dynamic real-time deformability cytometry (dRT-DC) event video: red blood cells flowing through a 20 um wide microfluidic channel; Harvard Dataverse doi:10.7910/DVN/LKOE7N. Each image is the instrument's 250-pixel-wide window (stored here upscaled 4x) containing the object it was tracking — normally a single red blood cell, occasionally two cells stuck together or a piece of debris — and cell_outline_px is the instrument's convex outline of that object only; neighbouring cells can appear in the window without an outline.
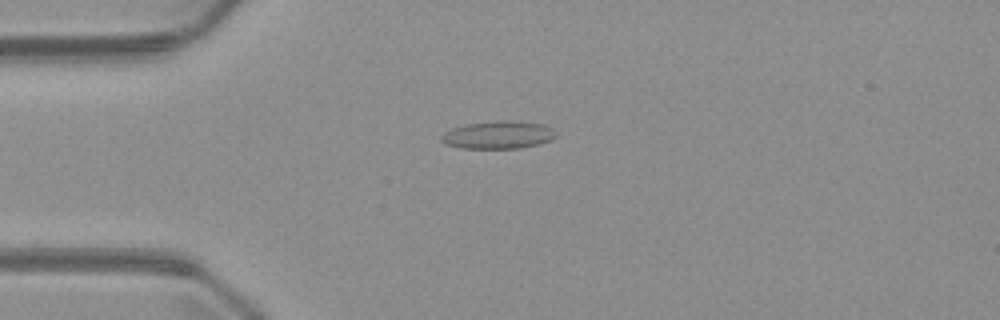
{"species": "common noctule bat (a hibernating species)", "species_latin": "Nyctalus noctula", "temperature_condition": "warm", "stored_images_in_passage": 4, "camera_frame_rate_fps": 3000, "um_per_image_px": 0.085, "animal": {"sex": "male", "body_mass_g": 23.1, "forearm_length_mm": 52.7}, "frame": {"image": 1, "passage_image": 4, "time_ms": 4.333, "image_size_px": [1000, 320], "cell_outline_px": [[556, 136], [540, 144], [520, 148], [460, 148], [444, 144], [440, 140], [440, 136], [444, 132], [452, 128], [464, 124], [496, 120], [508, 120], [544, 124], [552, 128], [556, 132]], "centroid_in_image_um": [42.31, 11.46], "position_along_channel_um": 42.7, "area_um2": 18.73}}